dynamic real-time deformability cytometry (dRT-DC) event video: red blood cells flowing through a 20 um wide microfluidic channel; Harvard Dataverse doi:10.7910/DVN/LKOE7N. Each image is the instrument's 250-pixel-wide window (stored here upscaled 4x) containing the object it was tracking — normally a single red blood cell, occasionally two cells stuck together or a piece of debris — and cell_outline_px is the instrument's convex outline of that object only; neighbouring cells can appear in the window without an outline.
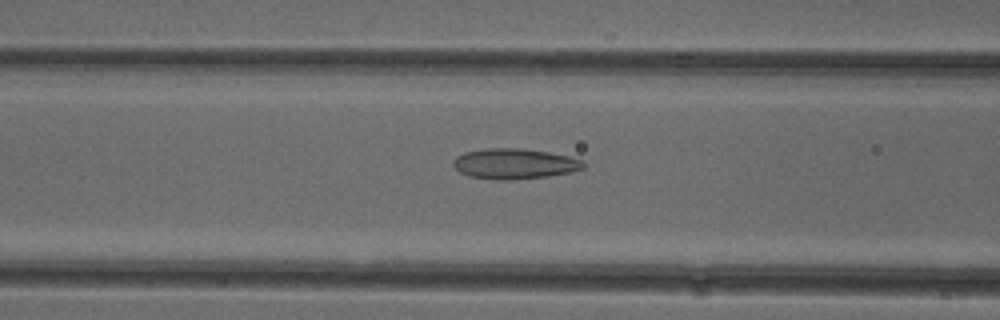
{"species": "common noctule bat (a hibernating species)", "species_latin": "Nyctalus noctula", "temperature_condition": "cold", "stored_images_in_passage": 52, "camera_frame_rate_fps": 3000, "um_per_image_px": 0.085, "animal": {"sex": "female"}, "frame": {"image": 1, "passage_image": 21, "time_ms": 6.667, "image_size_px": [1000, 320], "cell_outline_px": [[584, 168], [572, 172], [548, 176], [508, 180], [496, 180], [468, 176], [460, 172], [452, 164], [452, 160], [456, 156], [464, 152], [484, 148], [520, 148], [548, 152], [568, 156], [584, 160]], "centroid_in_image_um": [43.71, 13.91], "position_along_channel_um": 122.9, "area_um2": 23.24}}
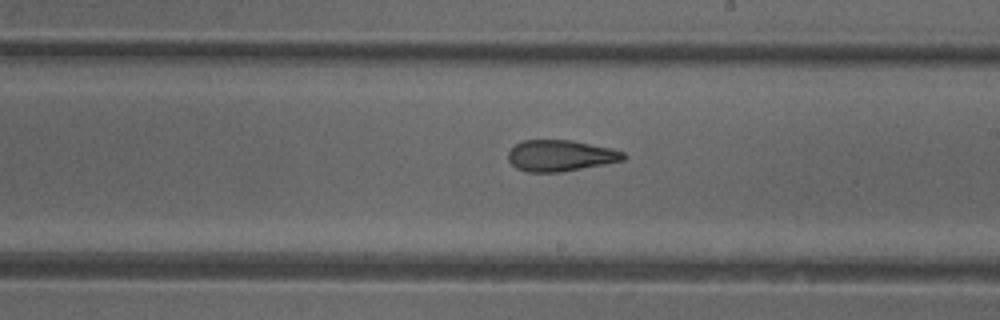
{"frame": {"image": 2, "passage_image": 30, "time_ms": 9.667, "image_size_px": [1000, 320], "cell_outline_px": [[628, 156], [624, 160], [604, 164], [560, 172], [528, 172], [516, 168], [508, 160], [508, 152], [516, 144], [524, 140], [572, 140], [612, 148], [624, 152]], "centroid_in_image_um": [47.65, 13.22], "position_along_channel_um": 241.3, "area_um2": 20.98}}
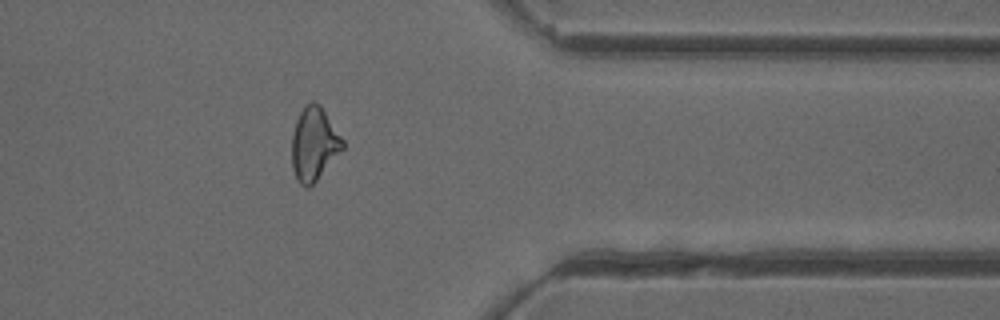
{"frame": {"image": 3, "passage_image": 42, "time_ms": 13.667, "image_size_px": [1000, 320], "cell_outline_px": [[344, 148], [316, 180], [308, 188], [300, 184], [296, 180], [292, 168], [292, 132], [296, 120], [304, 104], [312, 100], [320, 104], [344, 140]], "centroid_in_image_um": [26.68, 12.21], "position_along_channel_um": 384.7, "area_um2": 21.79}, "authors_computed_cell_mechanics": {"area_um2": 22.7732, "velocity_mm_per_s": 3.9449, "shape_relaxation_time_tau1_ms": null, "shape_relaxation_time_tau2_ms": 2.4571, "deformation_change_tau1": null, "deformation_change_tau2": 0.1101}}